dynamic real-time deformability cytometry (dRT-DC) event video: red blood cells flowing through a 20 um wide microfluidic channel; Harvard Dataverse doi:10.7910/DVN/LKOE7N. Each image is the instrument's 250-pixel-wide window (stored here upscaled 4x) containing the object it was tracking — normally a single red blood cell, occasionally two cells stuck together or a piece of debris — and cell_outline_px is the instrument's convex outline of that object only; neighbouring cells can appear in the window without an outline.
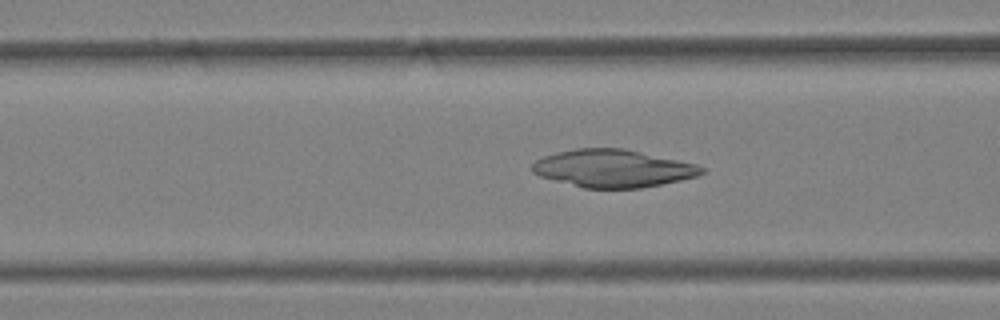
{"species": "Egyptian fruit bat (a non-hibernating species)", "species_latin": "Rousettus aegyptiacus", "temperature_condition": "warm", "stored_images_in_passage": 34, "camera_frame_rate_fps": 3000, "um_per_image_px": 0.085, "animal": {"sex": "female"}, "frame": {"image": 1, "passage_image": 5, "time_ms": 1.333, "image_size_px": [1000, 320], "cell_outline_px": [[704, 172], [696, 176], [680, 180], [640, 188], [584, 188], [540, 176], [532, 172], [532, 164], [536, 160], [544, 156], [556, 152], [576, 148], [624, 148], [696, 164], [704, 168]], "centroid_in_image_um": [52.08, 14.31], "position_along_channel_um": 114.5, "area_um2": 36.88}}
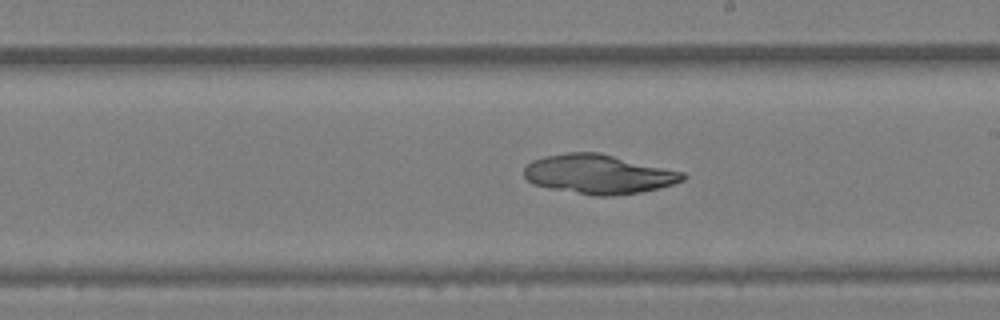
{"frame": {"image": 2, "passage_image": 14, "time_ms": 4.333, "image_size_px": [1000, 320], "cell_outline_px": [[688, 176], [684, 180], [660, 188], [640, 192], [612, 196], [592, 196], [532, 184], [524, 176], [524, 168], [532, 160], [544, 156], [568, 152], [600, 152], [684, 172]], "centroid_in_image_um": [50.9, 14.8], "position_along_channel_um": 238.1, "area_um2": 36.47}}
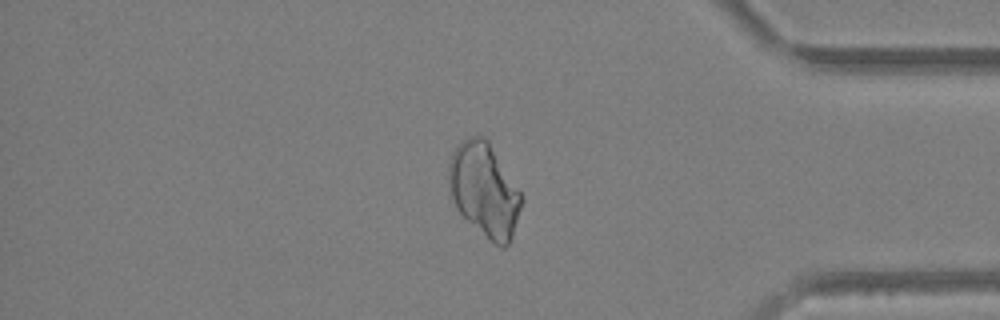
{"frame": {"image": 3, "passage_image": 27, "time_ms": 8.667, "image_size_px": [1000, 320], "cell_outline_px": [[524, 200], [512, 236], [508, 244], [504, 248], [500, 248], [468, 220], [456, 208], [448, 184], [448, 164], [452, 152], [464, 140], [472, 136], [484, 136], [488, 140], [520, 192]], "centroid_in_image_um": [41.17, 16.13], "position_along_channel_um": 394.0, "area_um2": 39.07}}